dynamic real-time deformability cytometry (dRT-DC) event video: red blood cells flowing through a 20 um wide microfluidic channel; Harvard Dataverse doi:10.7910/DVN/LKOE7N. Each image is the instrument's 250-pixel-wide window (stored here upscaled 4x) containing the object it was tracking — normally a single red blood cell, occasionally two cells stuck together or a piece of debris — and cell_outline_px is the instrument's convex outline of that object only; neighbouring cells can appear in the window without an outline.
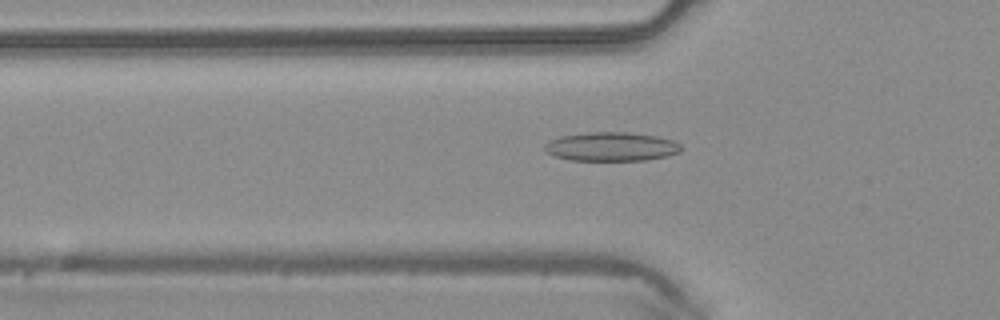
{"species": "common noctule bat (a hibernating species)", "species_latin": "Nyctalus noctula", "temperature_condition": "warm", "stored_images_in_passage": 47, "camera_frame_rate_fps": 3000, "um_per_image_px": 0.085, "animal": {"sex": "male", "body_mass_g": 20.4}, "frame": {"image": 1, "passage_image": 16, "time_ms": 5.0, "image_size_px": [1000, 320], "cell_outline_px": [[680, 152], [668, 156], [648, 160], [572, 160], [552, 156], [544, 148], [544, 144], [560, 136], [588, 132], [628, 132], [656, 136], [672, 140], [680, 144]], "centroid_in_image_um": [51.96, 12.46], "position_along_channel_um": 73.8, "area_um2": 22.95}}
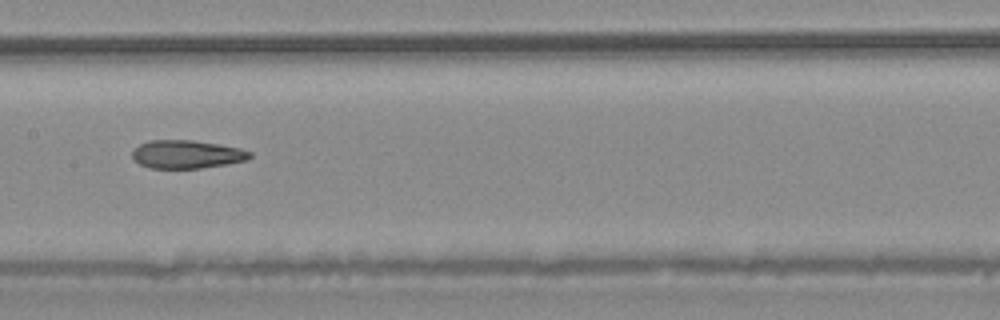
{"frame": {"image": 2, "passage_image": 24, "time_ms": 7.667, "image_size_px": [1000, 320], "cell_outline_px": [[252, 156], [248, 160], [228, 164], [200, 168], [148, 168], [140, 164], [132, 156], [132, 148], [148, 140], [192, 140], [240, 148], [252, 152]], "centroid_in_image_um": [15.87, 13.11], "position_along_channel_um": 191.5, "area_um2": 19.42}}
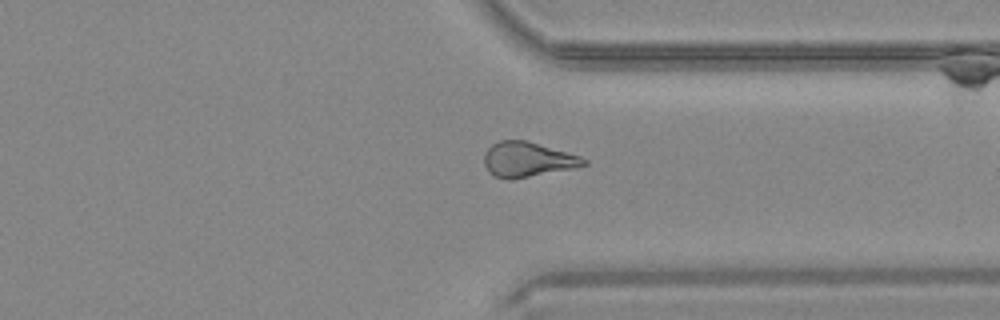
{"frame": {"image": 3, "passage_image": 36, "time_ms": 11.667, "image_size_px": [1000, 320], "cell_outline_px": [[588, 164], [572, 168], [512, 180], [504, 180], [488, 172], [484, 164], [484, 152], [492, 144], [500, 140], [528, 140], [580, 156], [588, 160]], "centroid_in_image_um": [44.81, 13.56], "position_along_channel_um": 366.6, "area_um2": 20.4}}